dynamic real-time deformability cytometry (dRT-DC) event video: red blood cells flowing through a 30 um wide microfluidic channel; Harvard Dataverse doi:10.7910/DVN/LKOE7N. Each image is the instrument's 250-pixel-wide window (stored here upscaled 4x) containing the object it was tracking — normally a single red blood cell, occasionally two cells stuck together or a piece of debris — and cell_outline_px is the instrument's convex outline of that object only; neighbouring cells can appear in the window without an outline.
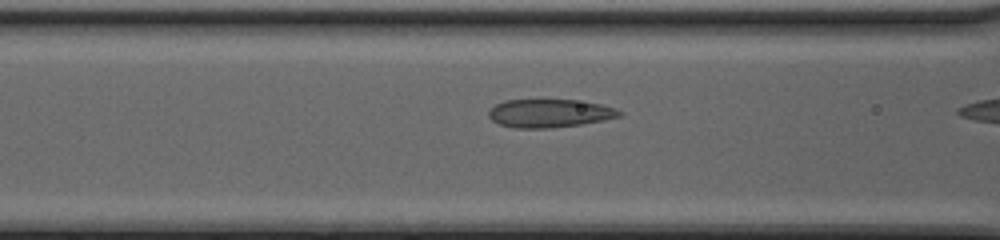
{"species": "common noctule bat (a hibernating species)", "species_latin": "Nyctalus noctula", "temperature_condition": "cold", "stored_images_in_passage": 7, "camera_frame_rate_fps": 3000, "um_per_image_px": 0.085, "animal": {"sex": "female", "body_mass_g": 20.0, "forearm_length_mm": 54.0}, "frame": {"image": 1, "passage_image": 6, "time_ms": 1.667, "image_size_px": [1000, 240], "cell_outline_px": [[624, 116], [604, 120], [580, 124], [552, 128], [516, 128], [500, 124], [492, 120], [488, 116], [488, 108], [504, 100], [572, 100], [600, 104], [616, 108], [624, 112]], "centroid_in_image_um": [46.72, 9.63], "position_along_channel_um": 119.9, "area_um2": 21.62}}